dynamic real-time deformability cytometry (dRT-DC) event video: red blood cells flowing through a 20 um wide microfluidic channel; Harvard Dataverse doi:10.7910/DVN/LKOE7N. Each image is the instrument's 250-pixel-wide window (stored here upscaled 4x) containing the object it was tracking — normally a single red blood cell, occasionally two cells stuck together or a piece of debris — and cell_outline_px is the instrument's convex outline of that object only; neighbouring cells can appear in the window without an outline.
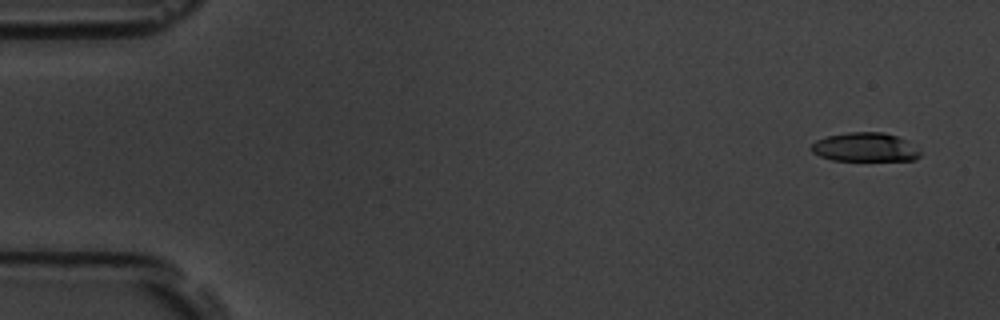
{"species": "common noctule bat (a hibernating species)", "species_latin": "Nyctalus noctula", "temperature_condition": "room temperature", "stored_images_in_passage": 5, "camera_frame_rate_fps": 3000, "um_per_image_px": 0.085, "animal": {"sex": "male", "body_mass_g": 19.5, "forearm_length_mm": 54.6}, "frame": {"image": 1, "passage_image": 1, "time_ms": 0.0, "image_size_px": [1000, 320], "cell_outline_px": [[920, 156], [916, 160], [832, 160], [820, 156], [812, 152], [808, 148], [816, 140], [828, 136], [848, 132], [884, 132], [896, 136], [904, 140], [920, 152]], "centroid_in_image_um": [73.47, 12.51], "position_along_channel_um": 11.5, "area_um2": 18.15}}
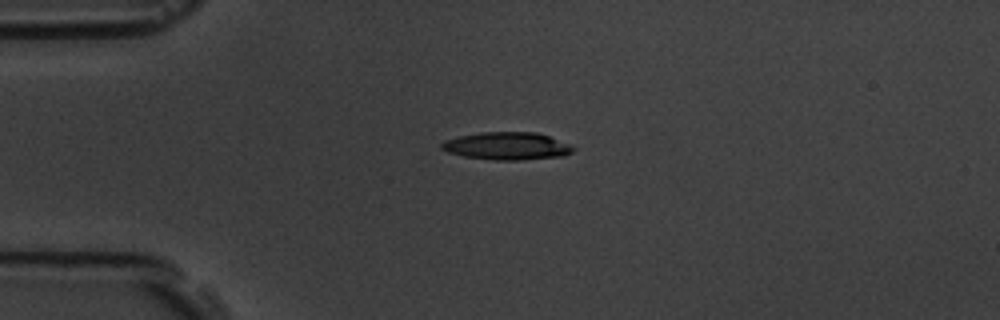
{"frame": {"image": 2, "passage_image": 4, "time_ms": 3.667, "image_size_px": [1000, 320], "cell_outline_px": [[576, 148], [572, 152], [564, 156], [520, 160], [496, 160], [464, 156], [448, 152], [440, 148], [440, 144], [444, 140], [460, 136], [480, 132], [536, 132], [572, 144]], "centroid_in_image_um": [43.12, 12.41], "position_along_channel_um": 41.9, "area_um2": 21.27}}